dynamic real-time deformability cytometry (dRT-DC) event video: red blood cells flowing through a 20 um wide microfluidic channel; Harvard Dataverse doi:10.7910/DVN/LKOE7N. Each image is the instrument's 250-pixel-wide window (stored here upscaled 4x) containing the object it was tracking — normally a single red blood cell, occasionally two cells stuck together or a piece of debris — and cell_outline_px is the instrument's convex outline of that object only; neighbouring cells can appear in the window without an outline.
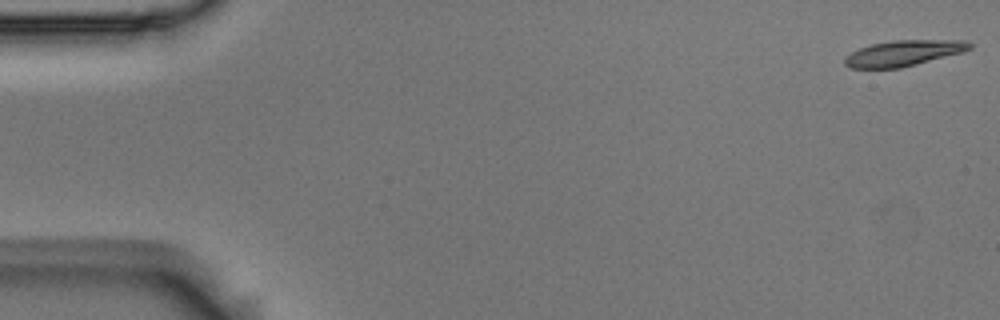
{"species": "Egyptian fruit bat (a non-hibernating species)", "species_latin": "Rousettus aegyptiacus", "temperature_condition": "room temperature", "stored_images_in_passage": 11, "camera_frame_rate_fps": 3000, "um_per_image_px": 0.085, "animal": {"sex": "male"}, "frame": {"image": 1, "passage_image": 1, "time_ms": 0.0, "image_size_px": [1000, 320], "cell_outline_px": [[972, 48], [964, 52], [900, 68], [848, 68], [844, 64], [844, 56], [860, 48], [872, 44], [892, 40], [968, 40], [972, 44]], "centroid_in_image_um": [76.81, 4.51], "position_along_channel_um": 8.2, "area_um2": 18.84}}
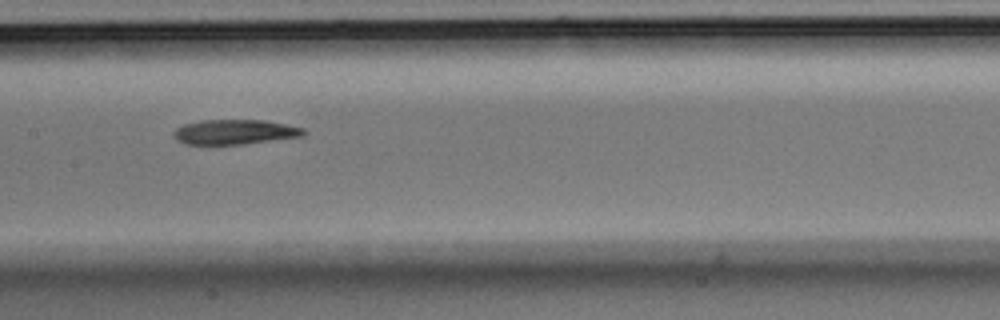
{"frame": {"image": 2, "passage_image": 8, "time_ms": 2.333, "image_size_px": [1000, 320], "cell_outline_px": [[308, 132], [304, 136], [244, 144], [184, 144], [176, 140], [172, 132], [176, 128], [184, 124], [200, 120], [264, 120], [304, 128]], "centroid_in_image_um": [19.96, 11.22], "position_along_channel_um": 187.4, "area_um2": 18.9}}
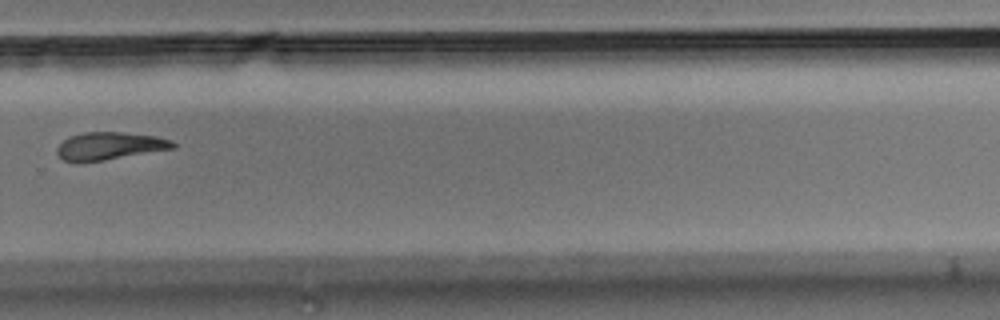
{"frame": {"image": 3, "passage_image": 11, "time_ms": 3.333, "image_size_px": [1000, 320], "cell_outline_px": [[176, 148], [80, 164], [76, 164], [64, 160], [56, 152], [56, 148], [68, 136], [84, 132], [124, 132], [156, 136], [172, 140], [176, 144]], "centroid_in_image_um": [9.29, 12.42], "position_along_channel_um": 320.5, "area_um2": 19.02}}